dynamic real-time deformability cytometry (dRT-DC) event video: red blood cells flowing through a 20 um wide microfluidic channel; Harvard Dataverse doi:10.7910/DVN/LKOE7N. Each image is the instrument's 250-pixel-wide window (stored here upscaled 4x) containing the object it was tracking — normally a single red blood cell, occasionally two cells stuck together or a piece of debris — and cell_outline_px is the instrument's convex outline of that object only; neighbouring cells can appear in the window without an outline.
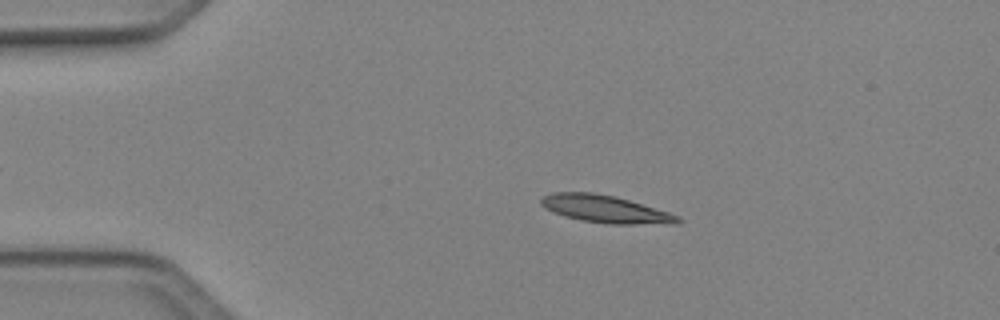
{"species": "Egyptian fruit bat (a non-hibernating species)", "species_latin": "Rousettus aegyptiacus", "temperature_condition": "cold", "stored_images_in_passage": 42, "camera_frame_rate_fps": 3000, "um_per_image_px": 0.085, "animal": {"sex": "female"}, "frame": {"image": 1, "passage_image": 9, "time_ms": 2.667, "image_size_px": [1000, 320], "cell_outline_px": [[684, 220], [680, 224], [608, 224], [580, 220], [564, 216], [544, 208], [540, 204], [540, 200], [544, 196], [552, 192], [592, 192], [616, 196], [668, 212], [680, 216]], "centroid_in_image_um": [51.48, 17.78], "position_along_channel_um": 33.5, "area_um2": 22.08}}
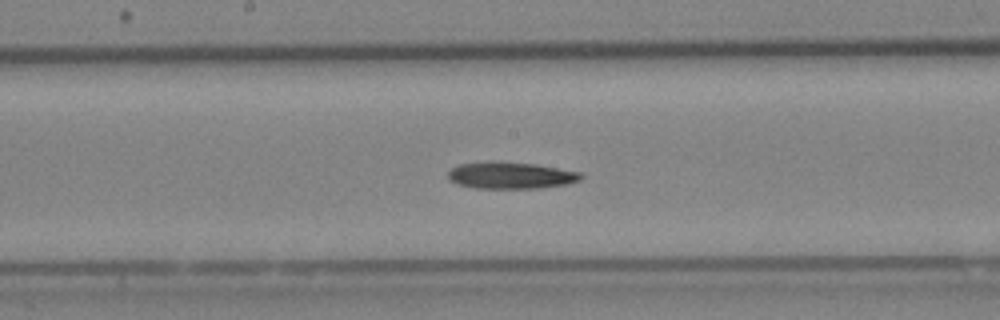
{"frame": {"image": 2, "passage_image": 25, "time_ms": 8.0, "image_size_px": [1000, 320], "cell_outline_px": [[584, 176], [580, 180], [568, 184], [540, 188], [476, 188], [456, 184], [448, 180], [448, 172], [452, 168], [460, 164], [488, 160], [496, 160], [536, 164], [580, 172]], "centroid_in_image_um": [43.39, 14.89], "position_along_channel_um": 204.8, "area_um2": 21.1}}
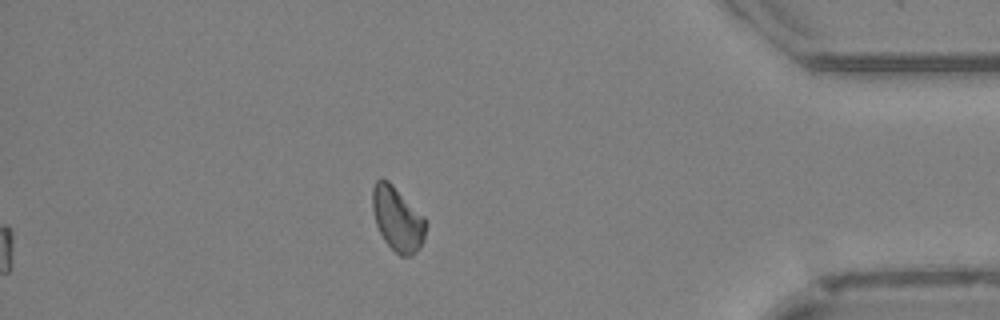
{"frame": {"image": 3, "passage_image": 42, "time_ms": 13.667, "image_size_px": [1000, 320], "cell_outline_px": [[428, 224], [424, 240], [416, 252], [412, 256], [400, 256], [384, 240], [376, 224], [372, 208], [372, 188], [376, 180], [380, 176], [388, 180], [424, 216]], "centroid_in_image_um": [33.79, 18.59], "position_along_channel_um": 401.4, "area_um2": 20.17}, "authors_computed_cell_mechanics": {"area_um2": 20.6057, "velocity_mm_per_s": 4.1137, "shape_relaxation_time_tau1_ms": 8.2034, "shape_relaxation_time_tau2_ms": null, "deformation_change_tau1": 0.1381, "deformation_change_tau2": null}}